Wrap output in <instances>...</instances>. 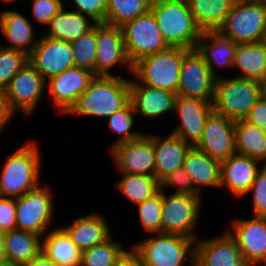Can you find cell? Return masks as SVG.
Returning <instances> with one entry per match:
<instances>
[{
  "mask_svg": "<svg viewBox=\"0 0 266 266\" xmlns=\"http://www.w3.org/2000/svg\"><path fill=\"white\" fill-rule=\"evenodd\" d=\"M130 102V79L95 76L88 88L63 114L110 117Z\"/></svg>",
  "mask_w": 266,
  "mask_h": 266,
  "instance_id": "obj_1",
  "label": "cell"
},
{
  "mask_svg": "<svg viewBox=\"0 0 266 266\" xmlns=\"http://www.w3.org/2000/svg\"><path fill=\"white\" fill-rule=\"evenodd\" d=\"M150 10L170 47L196 49L203 32L196 24L186 0H152Z\"/></svg>",
  "mask_w": 266,
  "mask_h": 266,
  "instance_id": "obj_2",
  "label": "cell"
},
{
  "mask_svg": "<svg viewBox=\"0 0 266 266\" xmlns=\"http://www.w3.org/2000/svg\"><path fill=\"white\" fill-rule=\"evenodd\" d=\"M34 141L6 157L0 174V197L19 198L38 187L41 152Z\"/></svg>",
  "mask_w": 266,
  "mask_h": 266,
  "instance_id": "obj_3",
  "label": "cell"
},
{
  "mask_svg": "<svg viewBox=\"0 0 266 266\" xmlns=\"http://www.w3.org/2000/svg\"><path fill=\"white\" fill-rule=\"evenodd\" d=\"M189 51L169 47L144 56L133 64L132 75L142 85L177 93L182 60Z\"/></svg>",
  "mask_w": 266,
  "mask_h": 266,
  "instance_id": "obj_4",
  "label": "cell"
},
{
  "mask_svg": "<svg viewBox=\"0 0 266 266\" xmlns=\"http://www.w3.org/2000/svg\"><path fill=\"white\" fill-rule=\"evenodd\" d=\"M155 235L132 246L143 266H184L187 261L194 266L195 239L165 232Z\"/></svg>",
  "mask_w": 266,
  "mask_h": 266,
  "instance_id": "obj_5",
  "label": "cell"
},
{
  "mask_svg": "<svg viewBox=\"0 0 266 266\" xmlns=\"http://www.w3.org/2000/svg\"><path fill=\"white\" fill-rule=\"evenodd\" d=\"M262 96L261 82L237 76L216 78L213 112L231 120H244L249 110Z\"/></svg>",
  "mask_w": 266,
  "mask_h": 266,
  "instance_id": "obj_6",
  "label": "cell"
},
{
  "mask_svg": "<svg viewBox=\"0 0 266 266\" xmlns=\"http://www.w3.org/2000/svg\"><path fill=\"white\" fill-rule=\"evenodd\" d=\"M217 31L237 45L263 41L266 32V4L233 2Z\"/></svg>",
  "mask_w": 266,
  "mask_h": 266,
  "instance_id": "obj_7",
  "label": "cell"
},
{
  "mask_svg": "<svg viewBox=\"0 0 266 266\" xmlns=\"http://www.w3.org/2000/svg\"><path fill=\"white\" fill-rule=\"evenodd\" d=\"M162 190V232L183 235L198 240L194 232L203 200L201 196L166 195Z\"/></svg>",
  "mask_w": 266,
  "mask_h": 266,
  "instance_id": "obj_8",
  "label": "cell"
},
{
  "mask_svg": "<svg viewBox=\"0 0 266 266\" xmlns=\"http://www.w3.org/2000/svg\"><path fill=\"white\" fill-rule=\"evenodd\" d=\"M52 193L41 184L16 198V229L43 237L48 232L54 214Z\"/></svg>",
  "mask_w": 266,
  "mask_h": 266,
  "instance_id": "obj_9",
  "label": "cell"
},
{
  "mask_svg": "<svg viewBox=\"0 0 266 266\" xmlns=\"http://www.w3.org/2000/svg\"><path fill=\"white\" fill-rule=\"evenodd\" d=\"M127 56L132 64L170 46L160 32L151 10L121 26Z\"/></svg>",
  "mask_w": 266,
  "mask_h": 266,
  "instance_id": "obj_10",
  "label": "cell"
},
{
  "mask_svg": "<svg viewBox=\"0 0 266 266\" xmlns=\"http://www.w3.org/2000/svg\"><path fill=\"white\" fill-rule=\"evenodd\" d=\"M109 153L120 174L155 177L154 135L143 133L135 140L113 145Z\"/></svg>",
  "mask_w": 266,
  "mask_h": 266,
  "instance_id": "obj_11",
  "label": "cell"
},
{
  "mask_svg": "<svg viewBox=\"0 0 266 266\" xmlns=\"http://www.w3.org/2000/svg\"><path fill=\"white\" fill-rule=\"evenodd\" d=\"M45 88L43 76L27 62L4 88L3 94L15 113L21 111L29 117L35 111Z\"/></svg>",
  "mask_w": 266,
  "mask_h": 266,
  "instance_id": "obj_12",
  "label": "cell"
},
{
  "mask_svg": "<svg viewBox=\"0 0 266 266\" xmlns=\"http://www.w3.org/2000/svg\"><path fill=\"white\" fill-rule=\"evenodd\" d=\"M216 77L197 50L182 60L177 96L213 102Z\"/></svg>",
  "mask_w": 266,
  "mask_h": 266,
  "instance_id": "obj_13",
  "label": "cell"
},
{
  "mask_svg": "<svg viewBox=\"0 0 266 266\" xmlns=\"http://www.w3.org/2000/svg\"><path fill=\"white\" fill-rule=\"evenodd\" d=\"M96 76H114L110 73L116 65L133 72L123 39L121 27L105 23L96 24Z\"/></svg>",
  "mask_w": 266,
  "mask_h": 266,
  "instance_id": "obj_14",
  "label": "cell"
},
{
  "mask_svg": "<svg viewBox=\"0 0 266 266\" xmlns=\"http://www.w3.org/2000/svg\"><path fill=\"white\" fill-rule=\"evenodd\" d=\"M28 62L45 81L75 67L71 43L44 35L38 38L36 46L28 55Z\"/></svg>",
  "mask_w": 266,
  "mask_h": 266,
  "instance_id": "obj_15",
  "label": "cell"
},
{
  "mask_svg": "<svg viewBox=\"0 0 266 266\" xmlns=\"http://www.w3.org/2000/svg\"><path fill=\"white\" fill-rule=\"evenodd\" d=\"M235 122L212 112L205 122L202 137L195 147L219 161L229 158L237 153L234 137Z\"/></svg>",
  "mask_w": 266,
  "mask_h": 266,
  "instance_id": "obj_16",
  "label": "cell"
},
{
  "mask_svg": "<svg viewBox=\"0 0 266 266\" xmlns=\"http://www.w3.org/2000/svg\"><path fill=\"white\" fill-rule=\"evenodd\" d=\"M229 234L235 239L246 264L266 261V217L232 220Z\"/></svg>",
  "mask_w": 266,
  "mask_h": 266,
  "instance_id": "obj_17",
  "label": "cell"
},
{
  "mask_svg": "<svg viewBox=\"0 0 266 266\" xmlns=\"http://www.w3.org/2000/svg\"><path fill=\"white\" fill-rule=\"evenodd\" d=\"M95 76L89 70L72 67L46 81L47 91L59 114H63L80 97Z\"/></svg>",
  "mask_w": 266,
  "mask_h": 266,
  "instance_id": "obj_18",
  "label": "cell"
},
{
  "mask_svg": "<svg viewBox=\"0 0 266 266\" xmlns=\"http://www.w3.org/2000/svg\"><path fill=\"white\" fill-rule=\"evenodd\" d=\"M174 111L178 113L180 123L171 134L195 146L202 137L207 118L213 112L212 102L177 96Z\"/></svg>",
  "mask_w": 266,
  "mask_h": 266,
  "instance_id": "obj_19",
  "label": "cell"
},
{
  "mask_svg": "<svg viewBox=\"0 0 266 266\" xmlns=\"http://www.w3.org/2000/svg\"><path fill=\"white\" fill-rule=\"evenodd\" d=\"M194 266H246L235 239L228 231L195 243Z\"/></svg>",
  "mask_w": 266,
  "mask_h": 266,
  "instance_id": "obj_20",
  "label": "cell"
},
{
  "mask_svg": "<svg viewBox=\"0 0 266 266\" xmlns=\"http://www.w3.org/2000/svg\"><path fill=\"white\" fill-rule=\"evenodd\" d=\"M259 163V160L238 153L222 160L220 188L231 191L236 198L248 195L258 171L261 169Z\"/></svg>",
  "mask_w": 266,
  "mask_h": 266,
  "instance_id": "obj_21",
  "label": "cell"
},
{
  "mask_svg": "<svg viewBox=\"0 0 266 266\" xmlns=\"http://www.w3.org/2000/svg\"><path fill=\"white\" fill-rule=\"evenodd\" d=\"M176 93L140 84L136 79H130V101L135 113L143 118L160 117L174 111Z\"/></svg>",
  "mask_w": 266,
  "mask_h": 266,
  "instance_id": "obj_22",
  "label": "cell"
},
{
  "mask_svg": "<svg viewBox=\"0 0 266 266\" xmlns=\"http://www.w3.org/2000/svg\"><path fill=\"white\" fill-rule=\"evenodd\" d=\"M236 47L234 41L215 30L202 33L196 50L207 63L211 73L219 78L221 75H218V70L214 66H219V69L233 67Z\"/></svg>",
  "mask_w": 266,
  "mask_h": 266,
  "instance_id": "obj_23",
  "label": "cell"
},
{
  "mask_svg": "<svg viewBox=\"0 0 266 266\" xmlns=\"http://www.w3.org/2000/svg\"><path fill=\"white\" fill-rule=\"evenodd\" d=\"M62 229L82 252L105 242L112 235L105 218L95 212L74 219Z\"/></svg>",
  "mask_w": 266,
  "mask_h": 266,
  "instance_id": "obj_24",
  "label": "cell"
},
{
  "mask_svg": "<svg viewBox=\"0 0 266 266\" xmlns=\"http://www.w3.org/2000/svg\"><path fill=\"white\" fill-rule=\"evenodd\" d=\"M190 147L189 143L171 133L166 138L154 135L155 178L161 182L170 173L183 167Z\"/></svg>",
  "mask_w": 266,
  "mask_h": 266,
  "instance_id": "obj_25",
  "label": "cell"
},
{
  "mask_svg": "<svg viewBox=\"0 0 266 266\" xmlns=\"http://www.w3.org/2000/svg\"><path fill=\"white\" fill-rule=\"evenodd\" d=\"M183 168L193 181L195 190L205 187H219L221 184V161L211 158L195 146L187 151ZM202 187V188H201Z\"/></svg>",
  "mask_w": 266,
  "mask_h": 266,
  "instance_id": "obj_26",
  "label": "cell"
},
{
  "mask_svg": "<svg viewBox=\"0 0 266 266\" xmlns=\"http://www.w3.org/2000/svg\"><path fill=\"white\" fill-rule=\"evenodd\" d=\"M0 30L10 41L6 48L16 49L29 55L36 46L33 24L21 13L5 10L0 14Z\"/></svg>",
  "mask_w": 266,
  "mask_h": 266,
  "instance_id": "obj_27",
  "label": "cell"
},
{
  "mask_svg": "<svg viewBox=\"0 0 266 266\" xmlns=\"http://www.w3.org/2000/svg\"><path fill=\"white\" fill-rule=\"evenodd\" d=\"M89 19H91L89 16L73 11V9L72 11H66L63 7L51 19L47 27H45L46 31L42 35L72 43L96 25L95 21H90Z\"/></svg>",
  "mask_w": 266,
  "mask_h": 266,
  "instance_id": "obj_28",
  "label": "cell"
},
{
  "mask_svg": "<svg viewBox=\"0 0 266 266\" xmlns=\"http://www.w3.org/2000/svg\"><path fill=\"white\" fill-rule=\"evenodd\" d=\"M44 235L41 251L57 266H81L82 251L61 227Z\"/></svg>",
  "mask_w": 266,
  "mask_h": 266,
  "instance_id": "obj_29",
  "label": "cell"
},
{
  "mask_svg": "<svg viewBox=\"0 0 266 266\" xmlns=\"http://www.w3.org/2000/svg\"><path fill=\"white\" fill-rule=\"evenodd\" d=\"M5 255L11 266H22L35 258L42 247V236L14 229L4 233Z\"/></svg>",
  "mask_w": 266,
  "mask_h": 266,
  "instance_id": "obj_30",
  "label": "cell"
},
{
  "mask_svg": "<svg viewBox=\"0 0 266 266\" xmlns=\"http://www.w3.org/2000/svg\"><path fill=\"white\" fill-rule=\"evenodd\" d=\"M233 67L244 74L238 78L261 82L266 76V44L260 41L237 45Z\"/></svg>",
  "mask_w": 266,
  "mask_h": 266,
  "instance_id": "obj_31",
  "label": "cell"
},
{
  "mask_svg": "<svg viewBox=\"0 0 266 266\" xmlns=\"http://www.w3.org/2000/svg\"><path fill=\"white\" fill-rule=\"evenodd\" d=\"M190 12L204 31H215L229 13L233 0H186Z\"/></svg>",
  "mask_w": 266,
  "mask_h": 266,
  "instance_id": "obj_32",
  "label": "cell"
},
{
  "mask_svg": "<svg viewBox=\"0 0 266 266\" xmlns=\"http://www.w3.org/2000/svg\"><path fill=\"white\" fill-rule=\"evenodd\" d=\"M238 154L247 155L266 164V132L244 120H237L234 129Z\"/></svg>",
  "mask_w": 266,
  "mask_h": 266,
  "instance_id": "obj_33",
  "label": "cell"
},
{
  "mask_svg": "<svg viewBox=\"0 0 266 266\" xmlns=\"http://www.w3.org/2000/svg\"><path fill=\"white\" fill-rule=\"evenodd\" d=\"M116 187L130 202L137 205L155 196L160 190V182L151 176L122 174Z\"/></svg>",
  "mask_w": 266,
  "mask_h": 266,
  "instance_id": "obj_34",
  "label": "cell"
},
{
  "mask_svg": "<svg viewBox=\"0 0 266 266\" xmlns=\"http://www.w3.org/2000/svg\"><path fill=\"white\" fill-rule=\"evenodd\" d=\"M152 0H107L106 24L121 27L147 13Z\"/></svg>",
  "mask_w": 266,
  "mask_h": 266,
  "instance_id": "obj_35",
  "label": "cell"
},
{
  "mask_svg": "<svg viewBox=\"0 0 266 266\" xmlns=\"http://www.w3.org/2000/svg\"><path fill=\"white\" fill-rule=\"evenodd\" d=\"M111 236L105 242L82 252L81 266H114L126 250L122 243L115 242Z\"/></svg>",
  "mask_w": 266,
  "mask_h": 266,
  "instance_id": "obj_36",
  "label": "cell"
},
{
  "mask_svg": "<svg viewBox=\"0 0 266 266\" xmlns=\"http://www.w3.org/2000/svg\"><path fill=\"white\" fill-rule=\"evenodd\" d=\"M75 67L83 68L96 75V25L71 43Z\"/></svg>",
  "mask_w": 266,
  "mask_h": 266,
  "instance_id": "obj_37",
  "label": "cell"
},
{
  "mask_svg": "<svg viewBox=\"0 0 266 266\" xmlns=\"http://www.w3.org/2000/svg\"><path fill=\"white\" fill-rule=\"evenodd\" d=\"M134 107L130 101L124 108L116 111L113 115L108 117V124L112 132L118 134L116 142L111 144L113 145L129 142L139 138L143 133L140 131H130L134 124Z\"/></svg>",
  "mask_w": 266,
  "mask_h": 266,
  "instance_id": "obj_38",
  "label": "cell"
},
{
  "mask_svg": "<svg viewBox=\"0 0 266 266\" xmlns=\"http://www.w3.org/2000/svg\"><path fill=\"white\" fill-rule=\"evenodd\" d=\"M136 206H138L139 218L145 232L153 235L162 232V190Z\"/></svg>",
  "mask_w": 266,
  "mask_h": 266,
  "instance_id": "obj_39",
  "label": "cell"
},
{
  "mask_svg": "<svg viewBox=\"0 0 266 266\" xmlns=\"http://www.w3.org/2000/svg\"><path fill=\"white\" fill-rule=\"evenodd\" d=\"M27 62L28 55L25 52L0 46V90H4Z\"/></svg>",
  "mask_w": 266,
  "mask_h": 266,
  "instance_id": "obj_40",
  "label": "cell"
},
{
  "mask_svg": "<svg viewBox=\"0 0 266 266\" xmlns=\"http://www.w3.org/2000/svg\"><path fill=\"white\" fill-rule=\"evenodd\" d=\"M262 165L248 191L253 193L252 208L256 217H266V164Z\"/></svg>",
  "mask_w": 266,
  "mask_h": 266,
  "instance_id": "obj_41",
  "label": "cell"
},
{
  "mask_svg": "<svg viewBox=\"0 0 266 266\" xmlns=\"http://www.w3.org/2000/svg\"><path fill=\"white\" fill-rule=\"evenodd\" d=\"M161 189L165 187H174L176 191L172 192V194H186L192 196H202L200 195L194 187L193 181L185 171L183 167L178 170L170 173L166 178H164L161 182Z\"/></svg>",
  "mask_w": 266,
  "mask_h": 266,
  "instance_id": "obj_42",
  "label": "cell"
},
{
  "mask_svg": "<svg viewBox=\"0 0 266 266\" xmlns=\"http://www.w3.org/2000/svg\"><path fill=\"white\" fill-rule=\"evenodd\" d=\"M32 2V15L37 22L46 26L64 7L62 0H32Z\"/></svg>",
  "mask_w": 266,
  "mask_h": 266,
  "instance_id": "obj_43",
  "label": "cell"
},
{
  "mask_svg": "<svg viewBox=\"0 0 266 266\" xmlns=\"http://www.w3.org/2000/svg\"><path fill=\"white\" fill-rule=\"evenodd\" d=\"M72 2L76 6V10L73 11L89 16L96 24H106L107 0H72Z\"/></svg>",
  "mask_w": 266,
  "mask_h": 266,
  "instance_id": "obj_44",
  "label": "cell"
},
{
  "mask_svg": "<svg viewBox=\"0 0 266 266\" xmlns=\"http://www.w3.org/2000/svg\"><path fill=\"white\" fill-rule=\"evenodd\" d=\"M16 229V198L0 197V231Z\"/></svg>",
  "mask_w": 266,
  "mask_h": 266,
  "instance_id": "obj_45",
  "label": "cell"
},
{
  "mask_svg": "<svg viewBox=\"0 0 266 266\" xmlns=\"http://www.w3.org/2000/svg\"><path fill=\"white\" fill-rule=\"evenodd\" d=\"M247 123L258 126L266 132V98L261 96L244 118Z\"/></svg>",
  "mask_w": 266,
  "mask_h": 266,
  "instance_id": "obj_46",
  "label": "cell"
},
{
  "mask_svg": "<svg viewBox=\"0 0 266 266\" xmlns=\"http://www.w3.org/2000/svg\"><path fill=\"white\" fill-rule=\"evenodd\" d=\"M15 112L12 110L9 102L5 98L3 91L0 90V134L4 130L3 128L10 123V120L15 116Z\"/></svg>",
  "mask_w": 266,
  "mask_h": 266,
  "instance_id": "obj_47",
  "label": "cell"
},
{
  "mask_svg": "<svg viewBox=\"0 0 266 266\" xmlns=\"http://www.w3.org/2000/svg\"><path fill=\"white\" fill-rule=\"evenodd\" d=\"M114 266H143V264L140 255L132 247L130 251L123 252Z\"/></svg>",
  "mask_w": 266,
  "mask_h": 266,
  "instance_id": "obj_48",
  "label": "cell"
},
{
  "mask_svg": "<svg viewBox=\"0 0 266 266\" xmlns=\"http://www.w3.org/2000/svg\"><path fill=\"white\" fill-rule=\"evenodd\" d=\"M22 266H57L52 260H50L42 251L28 263Z\"/></svg>",
  "mask_w": 266,
  "mask_h": 266,
  "instance_id": "obj_49",
  "label": "cell"
},
{
  "mask_svg": "<svg viewBox=\"0 0 266 266\" xmlns=\"http://www.w3.org/2000/svg\"><path fill=\"white\" fill-rule=\"evenodd\" d=\"M4 243H5L4 232L0 231V266L8 264V261L5 255V244Z\"/></svg>",
  "mask_w": 266,
  "mask_h": 266,
  "instance_id": "obj_50",
  "label": "cell"
},
{
  "mask_svg": "<svg viewBox=\"0 0 266 266\" xmlns=\"http://www.w3.org/2000/svg\"><path fill=\"white\" fill-rule=\"evenodd\" d=\"M261 91H262V96L266 98V76L265 78L261 81Z\"/></svg>",
  "mask_w": 266,
  "mask_h": 266,
  "instance_id": "obj_51",
  "label": "cell"
},
{
  "mask_svg": "<svg viewBox=\"0 0 266 266\" xmlns=\"http://www.w3.org/2000/svg\"><path fill=\"white\" fill-rule=\"evenodd\" d=\"M233 2H252L266 4V0H233Z\"/></svg>",
  "mask_w": 266,
  "mask_h": 266,
  "instance_id": "obj_52",
  "label": "cell"
},
{
  "mask_svg": "<svg viewBox=\"0 0 266 266\" xmlns=\"http://www.w3.org/2000/svg\"><path fill=\"white\" fill-rule=\"evenodd\" d=\"M261 264V265H259ZM263 264V265H262ZM246 266H266V261L263 262H253V263H248Z\"/></svg>",
  "mask_w": 266,
  "mask_h": 266,
  "instance_id": "obj_53",
  "label": "cell"
},
{
  "mask_svg": "<svg viewBox=\"0 0 266 266\" xmlns=\"http://www.w3.org/2000/svg\"><path fill=\"white\" fill-rule=\"evenodd\" d=\"M3 1V3L5 2V3H10V2H14V1H17V0H2Z\"/></svg>",
  "mask_w": 266,
  "mask_h": 266,
  "instance_id": "obj_54",
  "label": "cell"
},
{
  "mask_svg": "<svg viewBox=\"0 0 266 266\" xmlns=\"http://www.w3.org/2000/svg\"><path fill=\"white\" fill-rule=\"evenodd\" d=\"M263 42L266 44V32H265V35H264Z\"/></svg>",
  "mask_w": 266,
  "mask_h": 266,
  "instance_id": "obj_55",
  "label": "cell"
}]
</instances>
